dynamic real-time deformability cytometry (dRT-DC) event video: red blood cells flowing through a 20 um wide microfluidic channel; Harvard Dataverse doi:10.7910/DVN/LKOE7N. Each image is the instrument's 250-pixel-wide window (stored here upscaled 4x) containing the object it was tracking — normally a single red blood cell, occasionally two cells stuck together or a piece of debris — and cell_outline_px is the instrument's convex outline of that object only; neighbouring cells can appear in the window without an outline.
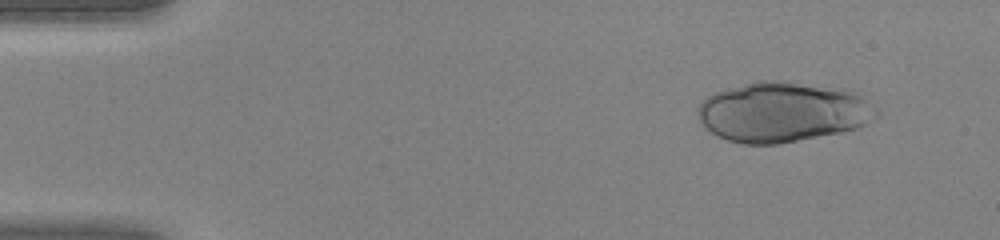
{"species": "human", "species_latin": "Homo sapiens", "temperature_condition": "warm", "stored_images_in_passage": 44, "camera_frame_rate_fps": 3000, "um_per_image_px": 0.085, "donor": {"sex": "female"}, "frame": {"image": 1, "passage_image": 4, "time_ms": 1.0, "image_size_px": [1000, 240], "cell_outline_px": [[868, 120], [860, 128], [840, 132], [776, 144], [744, 144], [728, 140], [716, 136], [704, 128], [696, 116], [696, 112], [700, 104], [708, 96], [724, 88], [756, 80], [784, 80], [852, 88], [860, 92], [868, 104]], "centroid_in_image_um": [66.42, 9.48], "position_along_channel_um": 18.6, "area_um2": 62.66}}